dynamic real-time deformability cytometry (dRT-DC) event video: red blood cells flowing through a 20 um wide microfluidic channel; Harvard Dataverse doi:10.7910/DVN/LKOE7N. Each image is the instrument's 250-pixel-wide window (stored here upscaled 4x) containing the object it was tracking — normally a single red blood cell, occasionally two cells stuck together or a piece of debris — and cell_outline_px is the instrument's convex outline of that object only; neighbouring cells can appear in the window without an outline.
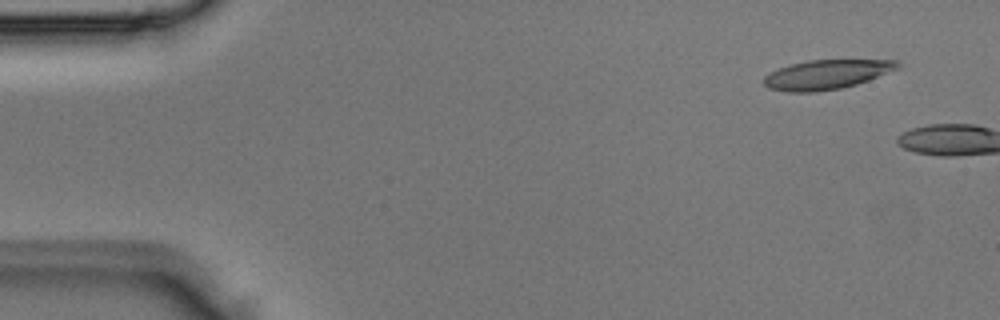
{"species": "Egyptian fruit bat (a non-hibernating species)", "species_latin": "Rousettus aegyptiacus", "temperature_condition": "room temperature", "stored_images_in_passage": 4, "camera_frame_rate_fps": 3000, "um_per_image_px": 0.085, "animal": {"sex": "male"}, "frame": {"image": 1, "passage_image": 1, "time_ms": 0.0, "image_size_px": [1000, 320], "cell_outline_px": [[900, 68], [868, 80], [856, 84], [840, 88], [816, 92], [788, 92], [768, 88], [764, 84], [764, 76], [780, 68], [792, 64], [808, 60], [900, 60]], "centroid_in_image_um": [70.28, 6.33], "position_along_channel_um": 14.7, "area_um2": 22.77}}